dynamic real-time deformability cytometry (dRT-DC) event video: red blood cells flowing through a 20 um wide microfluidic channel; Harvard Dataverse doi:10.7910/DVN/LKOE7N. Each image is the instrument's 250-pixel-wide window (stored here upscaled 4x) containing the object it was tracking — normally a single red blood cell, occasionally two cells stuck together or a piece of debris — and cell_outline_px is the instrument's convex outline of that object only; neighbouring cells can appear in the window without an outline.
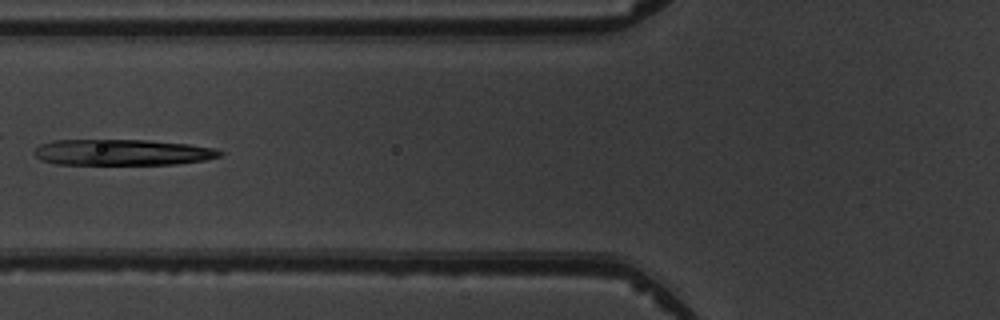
{"species": "common noctule bat (a hibernating species)", "species_latin": "Nyctalus noctula", "temperature_condition": "warm", "stored_images_in_passage": 7, "camera_frame_rate_fps": 3000, "um_per_image_px": 0.085, "animal": {"sex": "male", "body_mass_g": 19.5, "forearm_length_mm": 54.6}, "frame": {"image": 1, "passage_image": 6, "time_ms": 6.667, "image_size_px": [1000, 320], "cell_outline_px": [[224, 152], [220, 156], [204, 160], [176, 164], [56, 164], [40, 160], [32, 152], [40, 144], [52, 140], [144, 140], [188, 144], [212, 148]], "centroid_in_image_um": [10.34, 12.95], "position_along_channel_um": 115.5, "area_um2": 28.03}}
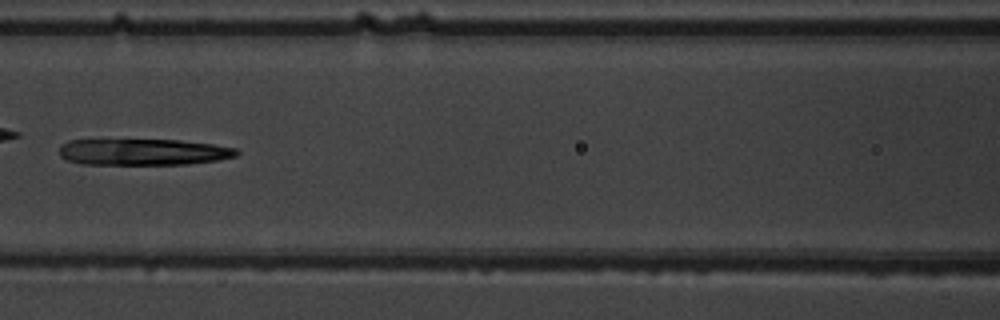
{"frame": {"image": 2, "passage_image": 7, "time_ms": 7.667, "image_size_px": [1000, 320], "cell_outline_px": [[240, 152], [236, 156], [216, 160], [188, 164], [80, 164], [68, 160], [60, 156], [60, 144], [68, 140], [180, 140], [212, 144], [236, 148]], "centroid_in_image_um": [12.16, 12.92], "position_along_channel_um": 154.4, "area_um2": 27.22}}